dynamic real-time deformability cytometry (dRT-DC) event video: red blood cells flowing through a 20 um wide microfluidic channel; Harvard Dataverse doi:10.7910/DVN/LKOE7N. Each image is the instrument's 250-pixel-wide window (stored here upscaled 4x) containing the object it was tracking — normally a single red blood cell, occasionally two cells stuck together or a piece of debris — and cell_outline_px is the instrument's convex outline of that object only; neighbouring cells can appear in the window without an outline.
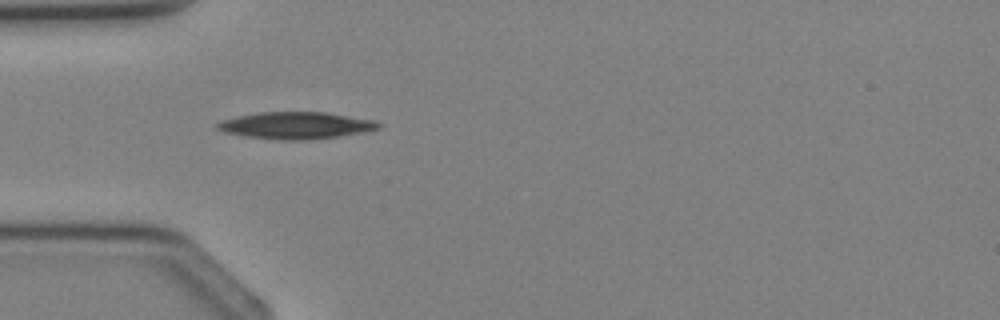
{"species": "Egyptian fruit bat (a non-hibernating species)", "species_latin": "Rousettus aegyptiacus", "temperature_condition": "cold", "stored_images_in_passage": 2, "camera_frame_rate_fps": 3000, "um_per_image_px": 0.085, "animal": {"sex": "female"}, "frame": {"image": 1, "passage_image": 1, "time_ms": 0.0, "image_size_px": [1000, 320], "cell_outline_px": [[384, 124], [380, 128], [368, 132], [340, 136], [308, 140], [280, 140], [244, 136], [224, 132], [216, 128], [216, 124], [220, 120], [236, 116], [260, 112], [324, 112], [376, 120]], "centroid_in_image_um": [25.19, 10.66], "position_along_channel_um": 59.8, "area_um2": 25.66}}
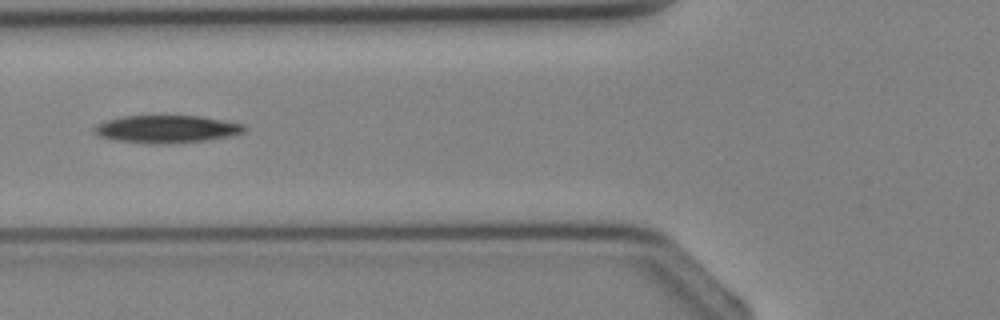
{"frame": {"image": 2, "passage_image": 2, "time_ms": 1.0, "image_size_px": [1000, 320], "cell_outline_px": [[248, 128], [244, 132], [228, 136], [204, 140], [164, 144], [148, 144], [112, 140], [100, 136], [92, 132], [92, 128], [96, 124], [108, 120], [124, 116], [200, 116], [244, 124]], "centroid_in_image_um": [14.12, 10.98], "position_along_channel_um": 111.7, "area_um2": 24.16}}